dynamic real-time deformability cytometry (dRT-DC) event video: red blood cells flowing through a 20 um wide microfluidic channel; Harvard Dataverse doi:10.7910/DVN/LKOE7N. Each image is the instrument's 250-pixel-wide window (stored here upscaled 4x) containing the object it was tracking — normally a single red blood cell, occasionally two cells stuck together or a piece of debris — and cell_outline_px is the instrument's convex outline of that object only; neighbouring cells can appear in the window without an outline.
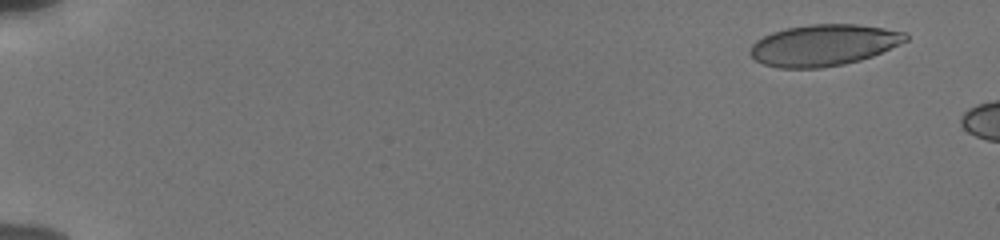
{"species": "human", "species_latin": "Homo sapiens", "temperature_condition": "cold", "stored_images_in_passage": 10, "camera_frame_rate_fps": 3000, "um_per_image_px": 0.085, "donor": {"sex": "male"}, "frame": {"image": 1, "passage_image": 4, "time_ms": 1.0, "image_size_px": [1000, 240], "cell_outline_px": [[908, 40], [900, 44], [872, 56], [860, 60], [844, 64], [820, 68], [780, 68], [764, 64], [756, 60], [748, 52], [752, 44], [756, 40], [772, 32], [788, 28], [808, 24], [856, 24], [884, 28], [908, 32]], "centroid_in_image_um": [70.02, 3.83], "position_along_channel_um": 15.0, "area_um2": 37.51}}